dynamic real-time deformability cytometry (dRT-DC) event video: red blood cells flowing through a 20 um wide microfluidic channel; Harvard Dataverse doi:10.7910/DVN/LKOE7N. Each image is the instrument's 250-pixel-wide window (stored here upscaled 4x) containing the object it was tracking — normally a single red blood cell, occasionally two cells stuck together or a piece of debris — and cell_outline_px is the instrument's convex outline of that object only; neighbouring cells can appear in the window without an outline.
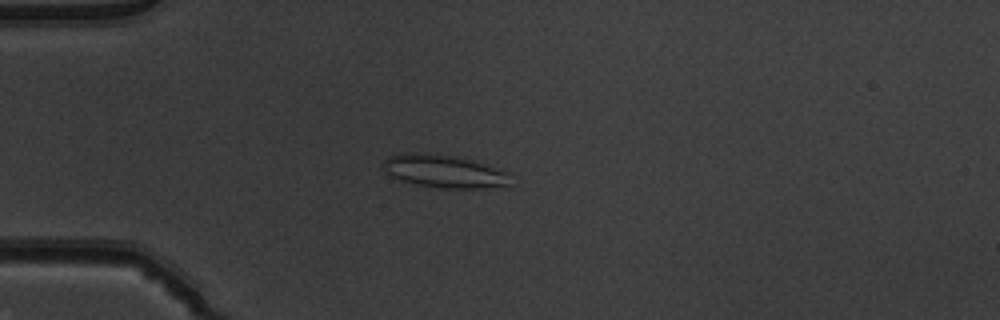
{"species": "common noctule bat (a hibernating species)", "species_latin": "Nyctalus noctula", "temperature_condition": "warm", "stored_images_in_passage": 53, "camera_frame_rate_fps": 3000, "um_per_image_px": 0.085, "animal": {"sex": "male", "body_mass_g": 19.5, "forearm_length_mm": 54.6}, "frame": {"image": 1, "passage_image": 15, "time_ms": 4.667, "image_size_px": [1000, 320], "cell_outline_px": [[508, 184], [480, 188], [444, 188], [420, 184], [400, 180], [392, 176], [380, 164], [384, 160], [400, 152], [428, 152], [452, 156], [472, 160], [508, 172]], "centroid_in_image_um": [37.68, 14.53], "position_along_channel_um": 47.3, "area_um2": 23.93}}
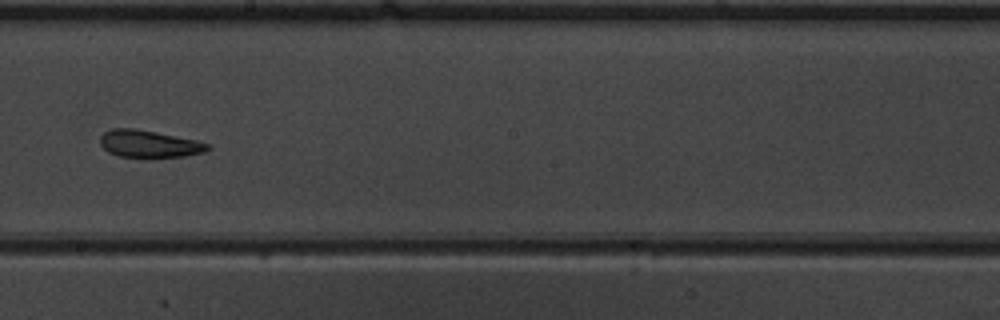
{"frame": {"image": 2, "passage_image": 31, "time_ms": 10.0, "image_size_px": [1000, 320], "cell_outline_px": [[212, 148], [204, 152], [184, 156], [152, 160], [120, 156], [108, 152], [100, 144], [100, 136], [104, 132], [112, 128], [132, 128], [156, 132], [196, 140], [208, 144]], "centroid_in_image_um": [12.67, 12.27], "position_along_channel_um": 235.5, "area_um2": 17.63}}
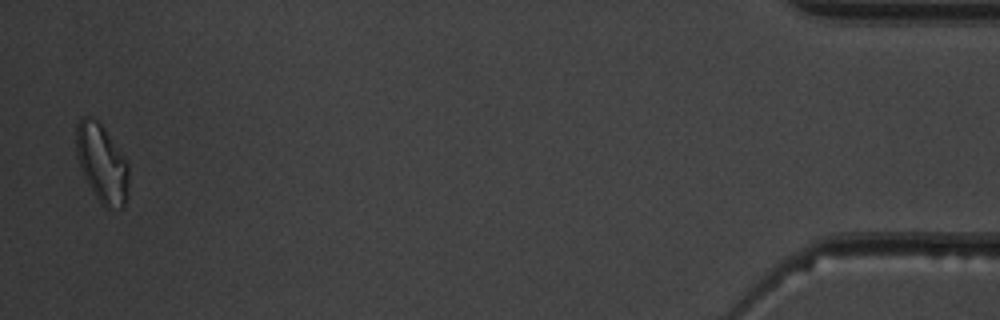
{"frame": {"image": 3, "passage_image": 52, "time_ms": 17.0, "image_size_px": [1000, 320], "cell_outline_px": [[128, 196], [124, 208], [104, 208], [100, 204], [88, 184], [80, 168], [76, 156], [76, 124], [84, 116], [92, 116], [100, 124], [120, 152], [128, 164]], "centroid_in_image_um": [8.65, 13.93], "position_along_channel_um": 426.6, "area_um2": 23.87}, "authors_computed_cell_mechanics": {"area_um2": 19.4208, "velocity_mm_per_s": 3.9108, "shape_relaxation_time_tau1_ms": null, "shape_relaxation_time_tau2_ms": 4.3537, "deformation_change_tau1": null, "deformation_change_tau2": 0.1298}}